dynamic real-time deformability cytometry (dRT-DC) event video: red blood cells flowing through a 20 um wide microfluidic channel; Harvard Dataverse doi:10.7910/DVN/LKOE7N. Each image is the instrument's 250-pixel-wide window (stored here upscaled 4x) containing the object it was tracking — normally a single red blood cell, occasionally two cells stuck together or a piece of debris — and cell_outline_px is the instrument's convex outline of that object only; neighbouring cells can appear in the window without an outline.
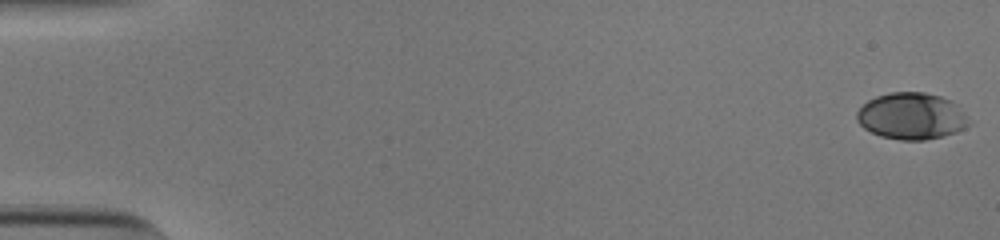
{"species": "human", "species_latin": "Homo sapiens", "temperature_condition": "cold", "stored_images_in_passage": 54, "camera_frame_rate_fps": 3000, "um_per_image_px": 0.085, "donor": {"sex": "male"}, "frame": {"image": 1, "passage_image": 1, "time_ms": 0.0, "image_size_px": [1000, 240], "cell_outline_px": [[972, 124], [956, 132], [944, 136], [924, 140], [900, 140], [880, 136], [864, 128], [856, 120], [856, 112], [868, 100], [876, 96], [892, 92], [924, 92], [940, 96], [952, 100], [964, 112]], "centroid_in_image_um": [77.5, 9.87], "position_along_channel_um": 7.5, "area_um2": 30.63}}
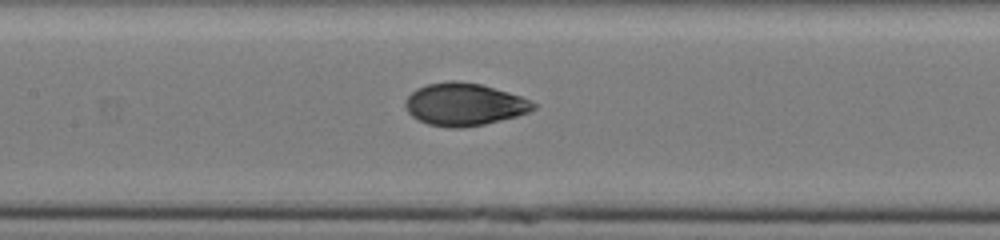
{"frame": {"image": 2, "passage_image": 27, "time_ms": 8.667, "image_size_px": [1000, 240], "cell_outline_px": [[536, 108], [528, 112], [516, 116], [484, 124], [460, 128], [448, 128], [428, 124], [412, 116], [408, 112], [404, 104], [404, 100], [416, 88], [428, 84], [452, 80], [456, 80], [480, 84], [508, 92], [520, 96], [536, 104]], "centroid_in_image_um": [39.43, 8.87], "position_along_channel_um": 168.0, "area_um2": 31.56}}
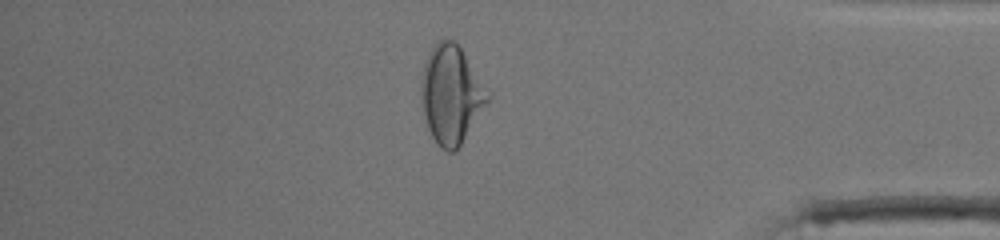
{"frame": {"image": 3, "passage_image": 47, "time_ms": 15.333, "image_size_px": [1000, 240], "cell_outline_px": [[492, 96], [460, 144], [452, 152], [448, 152], [440, 148], [436, 144], [428, 128], [420, 100], [420, 80], [424, 64], [428, 52], [436, 40], [444, 36], [456, 40]], "centroid_in_image_um": [38.32, 7.96], "position_along_channel_um": 396.9, "area_um2": 38.44}, "authors_computed_cell_mechanics": {"area_um2": 30.9808, "velocity_mm_per_s": 3.8328, "shape_relaxation_time_tau1_ms": 4.4754, "shape_relaxation_time_tau2_ms": 0.9298, "deformation_change_tau1": 0.1709, "deformation_change_tau2": 0.0404}}